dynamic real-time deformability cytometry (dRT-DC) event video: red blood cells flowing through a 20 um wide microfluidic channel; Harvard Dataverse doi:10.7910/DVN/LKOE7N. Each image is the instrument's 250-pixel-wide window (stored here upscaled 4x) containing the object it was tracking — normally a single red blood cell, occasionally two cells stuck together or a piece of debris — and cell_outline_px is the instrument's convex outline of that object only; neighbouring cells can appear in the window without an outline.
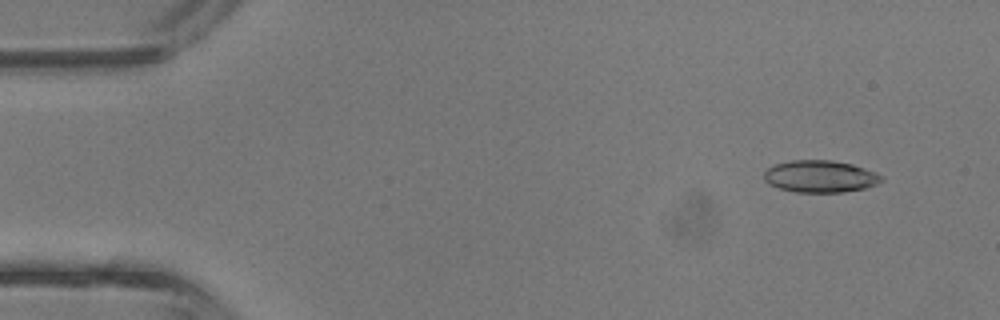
{"species": "common noctule bat (a hibernating species)", "species_latin": "Nyctalus noctula", "temperature_condition": "room temperature", "stored_images_in_passage": 40, "camera_frame_rate_fps": 3000, "um_per_image_px": 0.085, "animal": {"sex": "male", "body_mass_g": 13.3}, "frame": {"image": 1, "passage_image": 1, "time_ms": 0.0, "image_size_px": [1000, 320], "cell_outline_px": [[884, 180], [876, 184], [864, 188], [844, 192], [796, 192], [780, 188], [768, 184], [764, 180], [764, 172], [768, 168], [776, 164], [792, 160], [832, 160], [852, 164], [876, 172], [884, 176]], "centroid_in_image_um": [69.73, 14.99], "position_along_channel_um": 15.3, "area_um2": 21.96}}
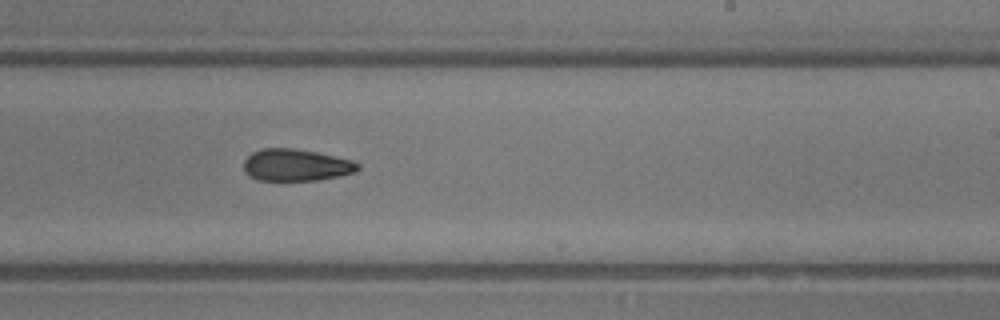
{"frame": {"image": 2, "passage_image": 23, "time_ms": 7.333, "image_size_px": [1000, 320], "cell_outline_px": [[360, 168], [356, 172], [340, 176], [320, 180], [256, 180], [248, 176], [244, 172], [244, 160], [252, 152], [264, 148], [296, 148], [316, 152], [352, 160], [360, 164]], "centroid_in_image_um": [25.16, 14.03], "position_along_channel_um": 263.8, "area_um2": 21.44}}
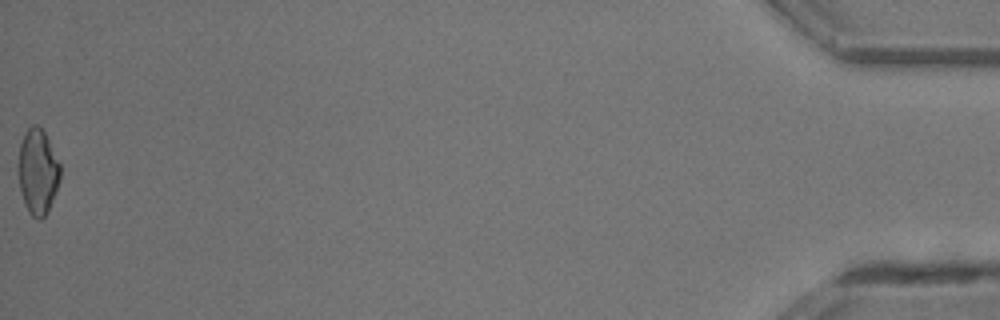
{"frame": {"image": 3, "passage_image": 40, "time_ms": 13.0, "image_size_px": [1000, 320], "cell_outline_px": [[60, 180], [56, 192], [48, 212], [40, 220], [32, 216], [28, 212], [24, 204], [16, 172], [16, 164], [20, 144], [24, 132], [32, 124], [36, 124], [44, 132], [60, 164]], "centroid_in_image_um": [3.17, 14.6], "position_along_channel_um": 432.0, "area_um2": 21.27}, "authors_computed_cell_mechanics": {"area_um2": 21.5594, "velocity_mm_per_s": 4.8474, "shape_relaxation_time_tau1_ms": null, "shape_relaxation_time_tau2_ms": 10.3566, "deformation_change_tau1": null, "deformation_change_tau2": 0.2565}}